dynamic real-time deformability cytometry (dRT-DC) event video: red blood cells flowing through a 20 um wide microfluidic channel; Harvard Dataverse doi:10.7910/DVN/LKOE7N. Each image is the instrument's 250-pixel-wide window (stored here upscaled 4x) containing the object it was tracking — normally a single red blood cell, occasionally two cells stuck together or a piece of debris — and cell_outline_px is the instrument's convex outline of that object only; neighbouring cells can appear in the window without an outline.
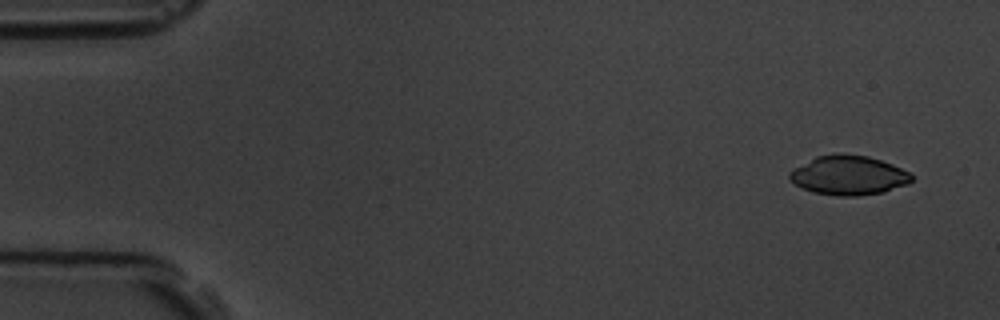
{"species": "common noctule bat (a hibernating species)", "species_latin": "Nyctalus noctula", "temperature_condition": "room temperature", "stored_images_in_passage": 8, "camera_frame_rate_fps": 3000, "um_per_image_px": 0.085, "animal": {"sex": "male", "body_mass_g": 19.5, "forearm_length_mm": 54.6}, "frame": {"image": 1, "passage_image": 1, "time_ms": 0.0, "image_size_px": [1000, 320], "cell_outline_px": [[912, 180], [908, 184], [884, 192], [856, 196], [836, 196], [812, 192], [796, 184], [788, 176], [788, 172], [792, 168], [816, 156], [836, 152], [840, 152], [868, 156], [892, 164], [908, 172], [912, 176]], "centroid_in_image_um": [72.1, 14.88], "position_along_channel_um": 12.9, "area_um2": 28.21}}
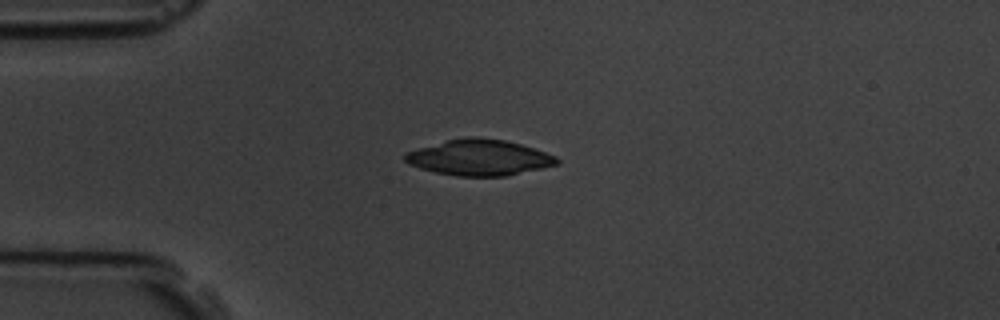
{"frame": {"image": 2, "passage_image": 4, "time_ms": 3.667, "image_size_px": [1000, 320], "cell_outline_px": [[560, 160], [556, 164], [540, 168], [504, 176], [456, 176], [436, 172], [420, 168], [408, 164], [404, 160], [404, 152], [448, 140], [472, 136], [476, 136], [504, 140], [520, 144], [556, 156]], "centroid_in_image_um": [40.69, 13.39], "position_along_channel_um": 44.3, "area_um2": 31.33}}